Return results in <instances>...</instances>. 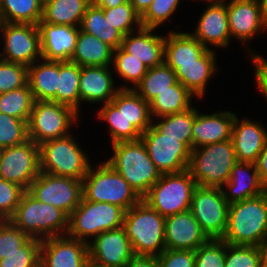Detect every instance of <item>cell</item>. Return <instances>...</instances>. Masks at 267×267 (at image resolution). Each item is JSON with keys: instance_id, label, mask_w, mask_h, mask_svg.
Masks as SVG:
<instances>
[{"instance_id": "cell-1", "label": "cell", "mask_w": 267, "mask_h": 267, "mask_svg": "<svg viewBox=\"0 0 267 267\" xmlns=\"http://www.w3.org/2000/svg\"><path fill=\"white\" fill-rule=\"evenodd\" d=\"M267 234V199L261 195L229 204L222 240L232 245L258 246Z\"/></svg>"}, {"instance_id": "cell-2", "label": "cell", "mask_w": 267, "mask_h": 267, "mask_svg": "<svg viewBox=\"0 0 267 267\" xmlns=\"http://www.w3.org/2000/svg\"><path fill=\"white\" fill-rule=\"evenodd\" d=\"M68 218L64 211L37 200L26 190L9 220L31 238L43 240L66 235Z\"/></svg>"}, {"instance_id": "cell-3", "label": "cell", "mask_w": 267, "mask_h": 267, "mask_svg": "<svg viewBox=\"0 0 267 267\" xmlns=\"http://www.w3.org/2000/svg\"><path fill=\"white\" fill-rule=\"evenodd\" d=\"M123 227L135 255L158 256L165 249V217L142 199L125 211Z\"/></svg>"}, {"instance_id": "cell-4", "label": "cell", "mask_w": 267, "mask_h": 267, "mask_svg": "<svg viewBox=\"0 0 267 267\" xmlns=\"http://www.w3.org/2000/svg\"><path fill=\"white\" fill-rule=\"evenodd\" d=\"M114 154L107 161L142 198L161 177L141 139L112 144Z\"/></svg>"}, {"instance_id": "cell-5", "label": "cell", "mask_w": 267, "mask_h": 267, "mask_svg": "<svg viewBox=\"0 0 267 267\" xmlns=\"http://www.w3.org/2000/svg\"><path fill=\"white\" fill-rule=\"evenodd\" d=\"M236 162L234 144L230 139L192 149L188 170L197 185L224 188Z\"/></svg>"}, {"instance_id": "cell-6", "label": "cell", "mask_w": 267, "mask_h": 267, "mask_svg": "<svg viewBox=\"0 0 267 267\" xmlns=\"http://www.w3.org/2000/svg\"><path fill=\"white\" fill-rule=\"evenodd\" d=\"M82 192L85 200L117 205L125 211L142 199L107 161L95 170L90 166L82 180Z\"/></svg>"}, {"instance_id": "cell-7", "label": "cell", "mask_w": 267, "mask_h": 267, "mask_svg": "<svg viewBox=\"0 0 267 267\" xmlns=\"http://www.w3.org/2000/svg\"><path fill=\"white\" fill-rule=\"evenodd\" d=\"M197 186L188 169L161 174L142 200L161 216H171L190 209L193 192Z\"/></svg>"}, {"instance_id": "cell-8", "label": "cell", "mask_w": 267, "mask_h": 267, "mask_svg": "<svg viewBox=\"0 0 267 267\" xmlns=\"http://www.w3.org/2000/svg\"><path fill=\"white\" fill-rule=\"evenodd\" d=\"M125 210L106 202H93L82 198L68 218L67 236L89 242L104 231L123 226Z\"/></svg>"}, {"instance_id": "cell-9", "label": "cell", "mask_w": 267, "mask_h": 267, "mask_svg": "<svg viewBox=\"0 0 267 267\" xmlns=\"http://www.w3.org/2000/svg\"><path fill=\"white\" fill-rule=\"evenodd\" d=\"M72 135L39 145L40 172L83 180L90 161Z\"/></svg>"}, {"instance_id": "cell-10", "label": "cell", "mask_w": 267, "mask_h": 267, "mask_svg": "<svg viewBox=\"0 0 267 267\" xmlns=\"http://www.w3.org/2000/svg\"><path fill=\"white\" fill-rule=\"evenodd\" d=\"M78 112L65 104L50 100L35 101L27 123L28 139L40 145L45 141L63 138L78 121Z\"/></svg>"}, {"instance_id": "cell-11", "label": "cell", "mask_w": 267, "mask_h": 267, "mask_svg": "<svg viewBox=\"0 0 267 267\" xmlns=\"http://www.w3.org/2000/svg\"><path fill=\"white\" fill-rule=\"evenodd\" d=\"M228 209L222 188L198 185L194 189L189 210L208 238H223L228 226Z\"/></svg>"}, {"instance_id": "cell-12", "label": "cell", "mask_w": 267, "mask_h": 267, "mask_svg": "<svg viewBox=\"0 0 267 267\" xmlns=\"http://www.w3.org/2000/svg\"><path fill=\"white\" fill-rule=\"evenodd\" d=\"M37 200L53 205L68 216L83 198L82 180L40 172L27 190Z\"/></svg>"}, {"instance_id": "cell-13", "label": "cell", "mask_w": 267, "mask_h": 267, "mask_svg": "<svg viewBox=\"0 0 267 267\" xmlns=\"http://www.w3.org/2000/svg\"><path fill=\"white\" fill-rule=\"evenodd\" d=\"M40 174L39 145L28 139L22 144L0 149V178L25 190Z\"/></svg>"}, {"instance_id": "cell-14", "label": "cell", "mask_w": 267, "mask_h": 267, "mask_svg": "<svg viewBox=\"0 0 267 267\" xmlns=\"http://www.w3.org/2000/svg\"><path fill=\"white\" fill-rule=\"evenodd\" d=\"M0 34L4 39L2 60L29 67L39 57L42 59L38 25L2 22Z\"/></svg>"}, {"instance_id": "cell-15", "label": "cell", "mask_w": 267, "mask_h": 267, "mask_svg": "<svg viewBox=\"0 0 267 267\" xmlns=\"http://www.w3.org/2000/svg\"><path fill=\"white\" fill-rule=\"evenodd\" d=\"M150 159L161 172L177 173L188 169L191 150L179 138L166 137L151 125L141 138Z\"/></svg>"}, {"instance_id": "cell-16", "label": "cell", "mask_w": 267, "mask_h": 267, "mask_svg": "<svg viewBox=\"0 0 267 267\" xmlns=\"http://www.w3.org/2000/svg\"><path fill=\"white\" fill-rule=\"evenodd\" d=\"M89 260L94 263L124 267L134 255L124 227L104 231L88 242Z\"/></svg>"}, {"instance_id": "cell-17", "label": "cell", "mask_w": 267, "mask_h": 267, "mask_svg": "<svg viewBox=\"0 0 267 267\" xmlns=\"http://www.w3.org/2000/svg\"><path fill=\"white\" fill-rule=\"evenodd\" d=\"M89 260L88 243L67 235L41 240L42 267H84Z\"/></svg>"}, {"instance_id": "cell-18", "label": "cell", "mask_w": 267, "mask_h": 267, "mask_svg": "<svg viewBox=\"0 0 267 267\" xmlns=\"http://www.w3.org/2000/svg\"><path fill=\"white\" fill-rule=\"evenodd\" d=\"M227 13L231 38L243 43L267 28V16L258 0H231L227 3Z\"/></svg>"}, {"instance_id": "cell-19", "label": "cell", "mask_w": 267, "mask_h": 267, "mask_svg": "<svg viewBox=\"0 0 267 267\" xmlns=\"http://www.w3.org/2000/svg\"><path fill=\"white\" fill-rule=\"evenodd\" d=\"M164 231L166 249L195 251L209 239L190 210L165 217Z\"/></svg>"}, {"instance_id": "cell-20", "label": "cell", "mask_w": 267, "mask_h": 267, "mask_svg": "<svg viewBox=\"0 0 267 267\" xmlns=\"http://www.w3.org/2000/svg\"><path fill=\"white\" fill-rule=\"evenodd\" d=\"M42 59L70 61L76 48L80 27L39 22Z\"/></svg>"}, {"instance_id": "cell-21", "label": "cell", "mask_w": 267, "mask_h": 267, "mask_svg": "<svg viewBox=\"0 0 267 267\" xmlns=\"http://www.w3.org/2000/svg\"><path fill=\"white\" fill-rule=\"evenodd\" d=\"M209 6L200 16L197 28L191 35L203 46L207 44L215 47H227L230 40V30L228 23L227 2L211 1Z\"/></svg>"}, {"instance_id": "cell-22", "label": "cell", "mask_w": 267, "mask_h": 267, "mask_svg": "<svg viewBox=\"0 0 267 267\" xmlns=\"http://www.w3.org/2000/svg\"><path fill=\"white\" fill-rule=\"evenodd\" d=\"M235 116L230 111L200 114L194 108L192 149L232 139Z\"/></svg>"}, {"instance_id": "cell-23", "label": "cell", "mask_w": 267, "mask_h": 267, "mask_svg": "<svg viewBox=\"0 0 267 267\" xmlns=\"http://www.w3.org/2000/svg\"><path fill=\"white\" fill-rule=\"evenodd\" d=\"M110 66L81 67L79 92L80 102L109 103L116 96L120 87L114 88Z\"/></svg>"}, {"instance_id": "cell-24", "label": "cell", "mask_w": 267, "mask_h": 267, "mask_svg": "<svg viewBox=\"0 0 267 267\" xmlns=\"http://www.w3.org/2000/svg\"><path fill=\"white\" fill-rule=\"evenodd\" d=\"M153 30L155 28L141 27L136 30L138 35L133 36L134 32L125 35L121 44L125 52L141 60L148 69L164 62L165 37L152 34Z\"/></svg>"}, {"instance_id": "cell-25", "label": "cell", "mask_w": 267, "mask_h": 267, "mask_svg": "<svg viewBox=\"0 0 267 267\" xmlns=\"http://www.w3.org/2000/svg\"><path fill=\"white\" fill-rule=\"evenodd\" d=\"M267 140L264 125L244 118L241 122L237 115L232 128V141L238 162L255 163Z\"/></svg>"}, {"instance_id": "cell-26", "label": "cell", "mask_w": 267, "mask_h": 267, "mask_svg": "<svg viewBox=\"0 0 267 267\" xmlns=\"http://www.w3.org/2000/svg\"><path fill=\"white\" fill-rule=\"evenodd\" d=\"M224 185L228 189L222 188V191L229 204L263 193V183L260 181L255 163L237 161L232 168L230 179Z\"/></svg>"}, {"instance_id": "cell-27", "label": "cell", "mask_w": 267, "mask_h": 267, "mask_svg": "<svg viewBox=\"0 0 267 267\" xmlns=\"http://www.w3.org/2000/svg\"><path fill=\"white\" fill-rule=\"evenodd\" d=\"M216 54L210 48L196 60V63L179 64L175 71L176 79L190 93L202 98L205 94L207 81L216 71Z\"/></svg>"}, {"instance_id": "cell-28", "label": "cell", "mask_w": 267, "mask_h": 267, "mask_svg": "<svg viewBox=\"0 0 267 267\" xmlns=\"http://www.w3.org/2000/svg\"><path fill=\"white\" fill-rule=\"evenodd\" d=\"M208 49L191 33L171 31L165 37L164 62L176 71L179 64L196 63Z\"/></svg>"}, {"instance_id": "cell-29", "label": "cell", "mask_w": 267, "mask_h": 267, "mask_svg": "<svg viewBox=\"0 0 267 267\" xmlns=\"http://www.w3.org/2000/svg\"><path fill=\"white\" fill-rule=\"evenodd\" d=\"M28 67V85L35 101L56 102L58 87L59 61L41 59Z\"/></svg>"}, {"instance_id": "cell-30", "label": "cell", "mask_w": 267, "mask_h": 267, "mask_svg": "<svg viewBox=\"0 0 267 267\" xmlns=\"http://www.w3.org/2000/svg\"><path fill=\"white\" fill-rule=\"evenodd\" d=\"M114 49L96 36L79 30L76 48L70 61L83 66H110Z\"/></svg>"}, {"instance_id": "cell-31", "label": "cell", "mask_w": 267, "mask_h": 267, "mask_svg": "<svg viewBox=\"0 0 267 267\" xmlns=\"http://www.w3.org/2000/svg\"><path fill=\"white\" fill-rule=\"evenodd\" d=\"M111 102L141 134L153 124L149 103L134 89H120Z\"/></svg>"}, {"instance_id": "cell-32", "label": "cell", "mask_w": 267, "mask_h": 267, "mask_svg": "<svg viewBox=\"0 0 267 267\" xmlns=\"http://www.w3.org/2000/svg\"><path fill=\"white\" fill-rule=\"evenodd\" d=\"M92 0H52L43 4L40 22L80 27Z\"/></svg>"}, {"instance_id": "cell-33", "label": "cell", "mask_w": 267, "mask_h": 267, "mask_svg": "<svg viewBox=\"0 0 267 267\" xmlns=\"http://www.w3.org/2000/svg\"><path fill=\"white\" fill-rule=\"evenodd\" d=\"M192 99L193 94L177 81L149 102L151 116L160 118L184 112L192 107Z\"/></svg>"}, {"instance_id": "cell-34", "label": "cell", "mask_w": 267, "mask_h": 267, "mask_svg": "<svg viewBox=\"0 0 267 267\" xmlns=\"http://www.w3.org/2000/svg\"><path fill=\"white\" fill-rule=\"evenodd\" d=\"M80 29L96 36L114 50L121 47L124 35L105 19L104 10L91 3L82 18Z\"/></svg>"}, {"instance_id": "cell-35", "label": "cell", "mask_w": 267, "mask_h": 267, "mask_svg": "<svg viewBox=\"0 0 267 267\" xmlns=\"http://www.w3.org/2000/svg\"><path fill=\"white\" fill-rule=\"evenodd\" d=\"M81 67L71 61H59L58 87L56 102L72 107L76 112L80 107Z\"/></svg>"}, {"instance_id": "cell-36", "label": "cell", "mask_w": 267, "mask_h": 267, "mask_svg": "<svg viewBox=\"0 0 267 267\" xmlns=\"http://www.w3.org/2000/svg\"><path fill=\"white\" fill-rule=\"evenodd\" d=\"M40 0H0L1 22L35 24L42 18Z\"/></svg>"}, {"instance_id": "cell-37", "label": "cell", "mask_w": 267, "mask_h": 267, "mask_svg": "<svg viewBox=\"0 0 267 267\" xmlns=\"http://www.w3.org/2000/svg\"><path fill=\"white\" fill-rule=\"evenodd\" d=\"M176 82L175 71L163 62L149 68L134 90L149 103L156 95L169 89Z\"/></svg>"}, {"instance_id": "cell-38", "label": "cell", "mask_w": 267, "mask_h": 267, "mask_svg": "<svg viewBox=\"0 0 267 267\" xmlns=\"http://www.w3.org/2000/svg\"><path fill=\"white\" fill-rule=\"evenodd\" d=\"M97 116L109 124L112 144L120 141H136L141 138L142 134L112 102L103 104Z\"/></svg>"}, {"instance_id": "cell-39", "label": "cell", "mask_w": 267, "mask_h": 267, "mask_svg": "<svg viewBox=\"0 0 267 267\" xmlns=\"http://www.w3.org/2000/svg\"><path fill=\"white\" fill-rule=\"evenodd\" d=\"M162 121L153 123L152 125L166 137L179 138V141L184 143L192 150V136L194 124V107L188 110L160 117Z\"/></svg>"}, {"instance_id": "cell-40", "label": "cell", "mask_w": 267, "mask_h": 267, "mask_svg": "<svg viewBox=\"0 0 267 267\" xmlns=\"http://www.w3.org/2000/svg\"><path fill=\"white\" fill-rule=\"evenodd\" d=\"M35 100L29 85L0 94V113L28 123Z\"/></svg>"}, {"instance_id": "cell-41", "label": "cell", "mask_w": 267, "mask_h": 267, "mask_svg": "<svg viewBox=\"0 0 267 267\" xmlns=\"http://www.w3.org/2000/svg\"><path fill=\"white\" fill-rule=\"evenodd\" d=\"M112 62L115 71L118 73L117 75L126 81L132 82L134 85V87L119 86L120 89H135L148 71V68L141 60L125 52L121 47L114 50Z\"/></svg>"}, {"instance_id": "cell-42", "label": "cell", "mask_w": 267, "mask_h": 267, "mask_svg": "<svg viewBox=\"0 0 267 267\" xmlns=\"http://www.w3.org/2000/svg\"><path fill=\"white\" fill-rule=\"evenodd\" d=\"M101 9L104 10L105 19L124 36L130 32H136L134 31L136 28L140 29L142 27L141 16L135 11L130 1L117 7Z\"/></svg>"}, {"instance_id": "cell-43", "label": "cell", "mask_w": 267, "mask_h": 267, "mask_svg": "<svg viewBox=\"0 0 267 267\" xmlns=\"http://www.w3.org/2000/svg\"><path fill=\"white\" fill-rule=\"evenodd\" d=\"M224 267H264L260 247L225 242Z\"/></svg>"}, {"instance_id": "cell-44", "label": "cell", "mask_w": 267, "mask_h": 267, "mask_svg": "<svg viewBox=\"0 0 267 267\" xmlns=\"http://www.w3.org/2000/svg\"><path fill=\"white\" fill-rule=\"evenodd\" d=\"M41 240L29 238L18 251L0 260V267H38L40 266Z\"/></svg>"}, {"instance_id": "cell-45", "label": "cell", "mask_w": 267, "mask_h": 267, "mask_svg": "<svg viewBox=\"0 0 267 267\" xmlns=\"http://www.w3.org/2000/svg\"><path fill=\"white\" fill-rule=\"evenodd\" d=\"M27 140V122L4 113H0V149L19 145Z\"/></svg>"}, {"instance_id": "cell-46", "label": "cell", "mask_w": 267, "mask_h": 267, "mask_svg": "<svg viewBox=\"0 0 267 267\" xmlns=\"http://www.w3.org/2000/svg\"><path fill=\"white\" fill-rule=\"evenodd\" d=\"M28 84V67L0 59V94Z\"/></svg>"}, {"instance_id": "cell-47", "label": "cell", "mask_w": 267, "mask_h": 267, "mask_svg": "<svg viewBox=\"0 0 267 267\" xmlns=\"http://www.w3.org/2000/svg\"><path fill=\"white\" fill-rule=\"evenodd\" d=\"M225 241L209 238L195 250V267H224Z\"/></svg>"}, {"instance_id": "cell-48", "label": "cell", "mask_w": 267, "mask_h": 267, "mask_svg": "<svg viewBox=\"0 0 267 267\" xmlns=\"http://www.w3.org/2000/svg\"><path fill=\"white\" fill-rule=\"evenodd\" d=\"M180 0H154L141 16L142 27L157 28L174 14Z\"/></svg>"}, {"instance_id": "cell-49", "label": "cell", "mask_w": 267, "mask_h": 267, "mask_svg": "<svg viewBox=\"0 0 267 267\" xmlns=\"http://www.w3.org/2000/svg\"><path fill=\"white\" fill-rule=\"evenodd\" d=\"M30 236L17 228L10 220H0V260L18 251Z\"/></svg>"}, {"instance_id": "cell-50", "label": "cell", "mask_w": 267, "mask_h": 267, "mask_svg": "<svg viewBox=\"0 0 267 267\" xmlns=\"http://www.w3.org/2000/svg\"><path fill=\"white\" fill-rule=\"evenodd\" d=\"M25 191L20 185L0 178V220H9L14 215Z\"/></svg>"}, {"instance_id": "cell-51", "label": "cell", "mask_w": 267, "mask_h": 267, "mask_svg": "<svg viewBox=\"0 0 267 267\" xmlns=\"http://www.w3.org/2000/svg\"><path fill=\"white\" fill-rule=\"evenodd\" d=\"M156 263L157 267H195V251L165 249Z\"/></svg>"}, {"instance_id": "cell-52", "label": "cell", "mask_w": 267, "mask_h": 267, "mask_svg": "<svg viewBox=\"0 0 267 267\" xmlns=\"http://www.w3.org/2000/svg\"><path fill=\"white\" fill-rule=\"evenodd\" d=\"M249 51L252 54L253 64L255 65L254 74L256 75L255 78L258 88L267 99V60L252 52L251 49H249Z\"/></svg>"}, {"instance_id": "cell-53", "label": "cell", "mask_w": 267, "mask_h": 267, "mask_svg": "<svg viewBox=\"0 0 267 267\" xmlns=\"http://www.w3.org/2000/svg\"><path fill=\"white\" fill-rule=\"evenodd\" d=\"M124 267H157L156 256L134 254Z\"/></svg>"}, {"instance_id": "cell-54", "label": "cell", "mask_w": 267, "mask_h": 267, "mask_svg": "<svg viewBox=\"0 0 267 267\" xmlns=\"http://www.w3.org/2000/svg\"><path fill=\"white\" fill-rule=\"evenodd\" d=\"M255 166L257 168L260 181L264 183L267 180V140L263 146L262 151L257 157Z\"/></svg>"}, {"instance_id": "cell-55", "label": "cell", "mask_w": 267, "mask_h": 267, "mask_svg": "<svg viewBox=\"0 0 267 267\" xmlns=\"http://www.w3.org/2000/svg\"><path fill=\"white\" fill-rule=\"evenodd\" d=\"M154 0H131L135 11L142 16Z\"/></svg>"}, {"instance_id": "cell-56", "label": "cell", "mask_w": 267, "mask_h": 267, "mask_svg": "<svg viewBox=\"0 0 267 267\" xmlns=\"http://www.w3.org/2000/svg\"><path fill=\"white\" fill-rule=\"evenodd\" d=\"M125 2H129V0H92V3L99 8L117 7Z\"/></svg>"}, {"instance_id": "cell-57", "label": "cell", "mask_w": 267, "mask_h": 267, "mask_svg": "<svg viewBox=\"0 0 267 267\" xmlns=\"http://www.w3.org/2000/svg\"><path fill=\"white\" fill-rule=\"evenodd\" d=\"M260 249L262 252L263 265H264V267H267V234L262 240V243L260 245Z\"/></svg>"}, {"instance_id": "cell-58", "label": "cell", "mask_w": 267, "mask_h": 267, "mask_svg": "<svg viewBox=\"0 0 267 267\" xmlns=\"http://www.w3.org/2000/svg\"><path fill=\"white\" fill-rule=\"evenodd\" d=\"M263 13L267 16V0H258Z\"/></svg>"}, {"instance_id": "cell-59", "label": "cell", "mask_w": 267, "mask_h": 267, "mask_svg": "<svg viewBox=\"0 0 267 267\" xmlns=\"http://www.w3.org/2000/svg\"><path fill=\"white\" fill-rule=\"evenodd\" d=\"M84 267H110V266L100 265L92 262L91 260H88Z\"/></svg>"}, {"instance_id": "cell-60", "label": "cell", "mask_w": 267, "mask_h": 267, "mask_svg": "<svg viewBox=\"0 0 267 267\" xmlns=\"http://www.w3.org/2000/svg\"><path fill=\"white\" fill-rule=\"evenodd\" d=\"M263 194L267 199V180L263 183Z\"/></svg>"}, {"instance_id": "cell-61", "label": "cell", "mask_w": 267, "mask_h": 267, "mask_svg": "<svg viewBox=\"0 0 267 267\" xmlns=\"http://www.w3.org/2000/svg\"><path fill=\"white\" fill-rule=\"evenodd\" d=\"M40 1H41L42 5H43V4L48 3V2H50L52 0H40Z\"/></svg>"}, {"instance_id": "cell-62", "label": "cell", "mask_w": 267, "mask_h": 267, "mask_svg": "<svg viewBox=\"0 0 267 267\" xmlns=\"http://www.w3.org/2000/svg\"><path fill=\"white\" fill-rule=\"evenodd\" d=\"M206 2H211V1H221V0H205Z\"/></svg>"}]
</instances>
